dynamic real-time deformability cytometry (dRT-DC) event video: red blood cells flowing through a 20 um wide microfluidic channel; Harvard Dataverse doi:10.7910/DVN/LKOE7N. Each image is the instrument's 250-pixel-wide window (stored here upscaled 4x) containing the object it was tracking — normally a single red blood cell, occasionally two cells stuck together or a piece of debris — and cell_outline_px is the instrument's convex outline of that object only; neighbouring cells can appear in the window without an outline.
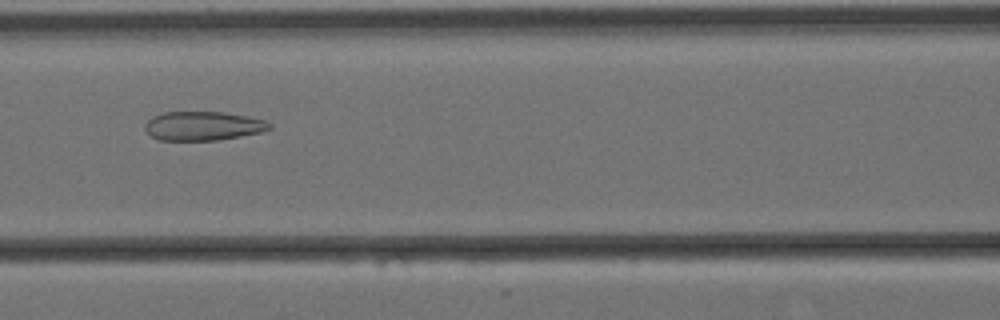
{"species": "Egyptian fruit bat (a non-hibernating species)", "species_latin": "Rousettus aegyptiacus", "temperature_condition": "cold", "stored_images_in_passage": 8, "camera_frame_rate_fps": 3000, "um_per_image_px": 0.085, "animal": {"sex": "female"}, "frame": {"image": 1, "passage_image": 7, "time_ms": 2.0, "image_size_px": [1000, 320], "cell_outline_px": [[272, 128], [260, 132], [240, 136], [216, 140], [160, 140], [152, 136], [144, 128], [144, 124], [152, 116], [164, 112], [224, 112], [264, 120], [272, 124]], "centroid_in_image_um": [17.24, 10.7], "position_along_channel_um": 149.4, "area_um2": 20.87}}
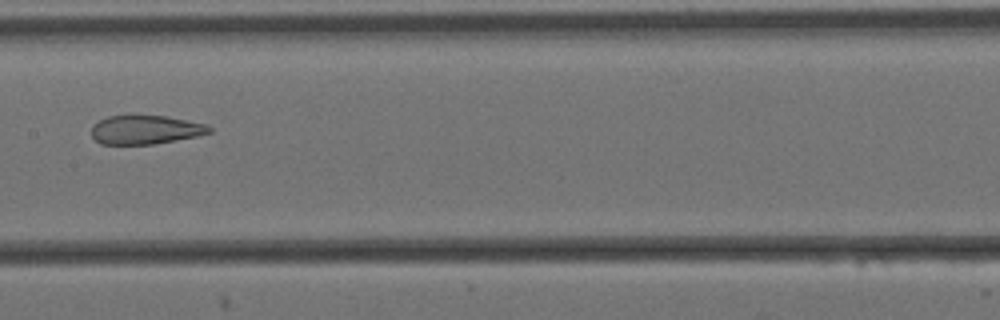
{"frame": {"image": 2, "passage_image": 8, "time_ms": 2.333, "image_size_px": [1000, 320], "cell_outline_px": [[212, 132], [196, 136], [152, 144], [100, 144], [92, 136], [92, 128], [100, 120], [108, 116], [168, 116], [208, 124], [212, 128]], "centroid_in_image_um": [12.4, 11.03], "position_along_channel_um": 195.0, "area_um2": 19.59}}